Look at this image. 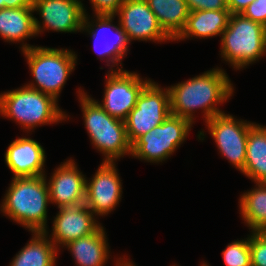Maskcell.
<instances>
[{"label": "cell", "mask_w": 266, "mask_h": 266, "mask_svg": "<svg viewBox=\"0 0 266 266\" xmlns=\"http://www.w3.org/2000/svg\"><path fill=\"white\" fill-rule=\"evenodd\" d=\"M170 110L174 116L193 124L195 112L203 110V120L224 113L218 105L226 103L234 94V85L222 67L211 68L202 74L168 86Z\"/></svg>", "instance_id": "6da1fadb"}, {"label": "cell", "mask_w": 266, "mask_h": 266, "mask_svg": "<svg viewBox=\"0 0 266 266\" xmlns=\"http://www.w3.org/2000/svg\"><path fill=\"white\" fill-rule=\"evenodd\" d=\"M51 204L46 176L12 177L0 204V213L30 232L48 229Z\"/></svg>", "instance_id": "7a4b0ae2"}, {"label": "cell", "mask_w": 266, "mask_h": 266, "mask_svg": "<svg viewBox=\"0 0 266 266\" xmlns=\"http://www.w3.org/2000/svg\"><path fill=\"white\" fill-rule=\"evenodd\" d=\"M0 116L19 124L25 134H32L38 126L59 124L70 119L54 97L25 84L0 93Z\"/></svg>", "instance_id": "3957f363"}, {"label": "cell", "mask_w": 266, "mask_h": 266, "mask_svg": "<svg viewBox=\"0 0 266 266\" xmlns=\"http://www.w3.org/2000/svg\"><path fill=\"white\" fill-rule=\"evenodd\" d=\"M81 86L77 97L83 123L94 149L103 156V162H117L125 155L131 157L125 121L110 116Z\"/></svg>", "instance_id": "277c9868"}, {"label": "cell", "mask_w": 266, "mask_h": 266, "mask_svg": "<svg viewBox=\"0 0 266 266\" xmlns=\"http://www.w3.org/2000/svg\"><path fill=\"white\" fill-rule=\"evenodd\" d=\"M21 52L33 77L25 85L59 101L62 89L76 68L77 53L73 49L39 45Z\"/></svg>", "instance_id": "5b68a950"}, {"label": "cell", "mask_w": 266, "mask_h": 266, "mask_svg": "<svg viewBox=\"0 0 266 266\" xmlns=\"http://www.w3.org/2000/svg\"><path fill=\"white\" fill-rule=\"evenodd\" d=\"M220 42L222 61L241 71L266 55V27L242 14H230Z\"/></svg>", "instance_id": "8992f818"}, {"label": "cell", "mask_w": 266, "mask_h": 266, "mask_svg": "<svg viewBox=\"0 0 266 266\" xmlns=\"http://www.w3.org/2000/svg\"><path fill=\"white\" fill-rule=\"evenodd\" d=\"M192 127L188 119L170 114L131 145V157L153 164L163 163L186 141Z\"/></svg>", "instance_id": "52a82bcc"}, {"label": "cell", "mask_w": 266, "mask_h": 266, "mask_svg": "<svg viewBox=\"0 0 266 266\" xmlns=\"http://www.w3.org/2000/svg\"><path fill=\"white\" fill-rule=\"evenodd\" d=\"M171 114L168 87L151 80L138 96L125 120L127 138L132 145L140 136L163 123Z\"/></svg>", "instance_id": "ba28073f"}, {"label": "cell", "mask_w": 266, "mask_h": 266, "mask_svg": "<svg viewBox=\"0 0 266 266\" xmlns=\"http://www.w3.org/2000/svg\"><path fill=\"white\" fill-rule=\"evenodd\" d=\"M92 16L93 19L85 14L81 33H88L87 35L94 40L93 49L99 59L106 62L105 66L109 67L108 71L123 70L122 60L128 55L129 44H131L126 32L120 27L119 21H116L117 25L113 23L115 15Z\"/></svg>", "instance_id": "9c48e42d"}, {"label": "cell", "mask_w": 266, "mask_h": 266, "mask_svg": "<svg viewBox=\"0 0 266 266\" xmlns=\"http://www.w3.org/2000/svg\"><path fill=\"white\" fill-rule=\"evenodd\" d=\"M255 123L225 112L205 122L219 154L240 172L245 167L248 132Z\"/></svg>", "instance_id": "30bf717a"}, {"label": "cell", "mask_w": 266, "mask_h": 266, "mask_svg": "<svg viewBox=\"0 0 266 266\" xmlns=\"http://www.w3.org/2000/svg\"><path fill=\"white\" fill-rule=\"evenodd\" d=\"M104 82V96L100 103L94 99L110 116L125 121L135 107L138 96L152 80L142 78L137 72L126 69L107 71Z\"/></svg>", "instance_id": "8fae6325"}, {"label": "cell", "mask_w": 266, "mask_h": 266, "mask_svg": "<svg viewBox=\"0 0 266 266\" xmlns=\"http://www.w3.org/2000/svg\"><path fill=\"white\" fill-rule=\"evenodd\" d=\"M83 0H33V12H37L40 21L34 16L37 36L45 31L61 33H79L87 7Z\"/></svg>", "instance_id": "7c38bea8"}, {"label": "cell", "mask_w": 266, "mask_h": 266, "mask_svg": "<svg viewBox=\"0 0 266 266\" xmlns=\"http://www.w3.org/2000/svg\"><path fill=\"white\" fill-rule=\"evenodd\" d=\"M86 177L85 205L97 217L110 214L119 205L123 193L116 162H101L94 175ZM89 179V180H87Z\"/></svg>", "instance_id": "4fadbf2b"}, {"label": "cell", "mask_w": 266, "mask_h": 266, "mask_svg": "<svg viewBox=\"0 0 266 266\" xmlns=\"http://www.w3.org/2000/svg\"><path fill=\"white\" fill-rule=\"evenodd\" d=\"M115 16L130 43L134 40L160 44L173 42V39L160 26L146 0H126Z\"/></svg>", "instance_id": "5bb4252c"}, {"label": "cell", "mask_w": 266, "mask_h": 266, "mask_svg": "<svg viewBox=\"0 0 266 266\" xmlns=\"http://www.w3.org/2000/svg\"><path fill=\"white\" fill-rule=\"evenodd\" d=\"M58 209L52 221L51 234L49 228L45 232L59 251L70 241L88 236L102 225L85 204Z\"/></svg>", "instance_id": "9a60e30c"}, {"label": "cell", "mask_w": 266, "mask_h": 266, "mask_svg": "<svg viewBox=\"0 0 266 266\" xmlns=\"http://www.w3.org/2000/svg\"><path fill=\"white\" fill-rule=\"evenodd\" d=\"M46 182L51 204L57 208L85 203L86 175L71 157L56 167Z\"/></svg>", "instance_id": "2e32d148"}, {"label": "cell", "mask_w": 266, "mask_h": 266, "mask_svg": "<svg viewBox=\"0 0 266 266\" xmlns=\"http://www.w3.org/2000/svg\"><path fill=\"white\" fill-rule=\"evenodd\" d=\"M4 160L13 177L46 175V153L43 146L30 137H17L4 153Z\"/></svg>", "instance_id": "e0dca14e"}, {"label": "cell", "mask_w": 266, "mask_h": 266, "mask_svg": "<svg viewBox=\"0 0 266 266\" xmlns=\"http://www.w3.org/2000/svg\"><path fill=\"white\" fill-rule=\"evenodd\" d=\"M33 13V7L0 9V38L7 43L20 42L21 51L36 46L26 43L37 36Z\"/></svg>", "instance_id": "ac0fdd59"}, {"label": "cell", "mask_w": 266, "mask_h": 266, "mask_svg": "<svg viewBox=\"0 0 266 266\" xmlns=\"http://www.w3.org/2000/svg\"><path fill=\"white\" fill-rule=\"evenodd\" d=\"M105 229L101 225L94 233L70 241L62 248L68 249L76 266H105L111 257Z\"/></svg>", "instance_id": "d6986e66"}, {"label": "cell", "mask_w": 266, "mask_h": 266, "mask_svg": "<svg viewBox=\"0 0 266 266\" xmlns=\"http://www.w3.org/2000/svg\"><path fill=\"white\" fill-rule=\"evenodd\" d=\"M229 17V10L191 11L184 29L173 41L208 39L215 36L221 38L223 31L227 28Z\"/></svg>", "instance_id": "ffe728a7"}, {"label": "cell", "mask_w": 266, "mask_h": 266, "mask_svg": "<svg viewBox=\"0 0 266 266\" xmlns=\"http://www.w3.org/2000/svg\"><path fill=\"white\" fill-rule=\"evenodd\" d=\"M31 233L32 238L16 253L9 266H56L59 251L47 233Z\"/></svg>", "instance_id": "44dd1931"}, {"label": "cell", "mask_w": 266, "mask_h": 266, "mask_svg": "<svg viewBox=\"0 0 266 266\" xmlns=\"http://www.w3.org/2000/svg\"><path fill=\"white\" fill-rule=\"evenodd\" d=\"M241 173L253 183H266V125L255 123L249 129L245 167Z\"/></svg>", "instance_id": "7402d4cb"}, {"label": "cell", "mask_w": 266, "mask_h": 266, "mask_svg": "<svg viewBox=\"0 0 266 266\" xmlns=\"http://www.w3.org/2000/svg\"><path fill=\"white\" fill-rule=\"evenodd\" d=\"M254 188L239 197V214L250 232L266 231V183H254Z\"/></svg>", "instance_id": "603a6c76"}, {"label": "cell", "mask_w": 266, "mask_h": 266, "mask_svg": "<svg viewBox=\"0 0 266 266\" xmlns=\"http://www.w3.org/2000/svg\"><path fill=\"white\" fill-rule=\"evenodd\" d=\"M163 30L174 40L184 29L190 10L185 0H146Z\"/></svg>", "instance_id": "cb8c5ba5"}, {"label": "cell", "mask_w": 266, "mask_h": 266, "mask_svg": "<svg viewBox=\"0 0 266 266\" xmlns=\"http://www.w3.org/2000/svg\"><path fill=\"white\" fill-rule=\"evenodd\" d=\"M225 266H251L249 235L244 239H237L228 243L222 251Z\"/></svg>", "instance_id": "d4e9b609"}, {"label": "cell", "mask_w": 266, "mask_h": 266, "mask_svg": "<svg viewBox=\"0 0 266 266\" xmlns=\"http://www.w3.org/2000/svg\"><path fill=\"white\" fill-rule=\"evenodd\" d=\"M251 266H266V231L249 234Z\"/></svg>", "instance_id": "484cf974"}, {"label": "cell", "mask_w": 266, "mask_h": 266, "mask_svg": "<svg viewBox=\"0 0 266 266\" xmlns=\"http://www.w3.org/2000/svg\"><path fill=\"white\" fill-rule=\"evenodd\" d=\"M244 17L266 27V0H254L241 13Z\"/></svg>", "instance_id": "4316f807"}, {"label": "cell", "mask_w": 266, "mask_h": 266, "mask_svg": "<svg viewBox=\"0 0 266 266\" xmlns=\"http://www.w3.org/2000/svg\"><path fill=\"white\" fill-rule=\"evenodd\" d=\"M94 15H115L126 0H89Z\"/></svg>", "instance_id": "83f0119b"}, {"label": "cell", "mask_w": 266, "mask_h": 266, "mask_svg": "<svg viewBox=\"0 0 266 266\" xmlns=\"http://www.w3.org/2000/svg\"><path fill=\"white\" fill-rule=\"evenodd\" d=\"M191 11L194 10H229L227 0H185Z\"/></svg>", "instance_id": "f1b7e54d"}, {"label": "cell", "mask_w": 266, "mask_h": 266, "mask_svg": "<svg viewBox=\"0 0 266 266\" xmlns=\"http://www.w3.org/2000/svg\"><path fill=\"white\" fill-rule=\"evenodd\" d=\"M253 1L254 0H227V8L230 14H241Z\"/></svg>", "instance_id": "f546056e"}, {"label": "cell", "mask_w": 266, "mask_h": 266, "mask_svg": "<svg viewBox=\"0 0 266 266\" xmlns=\"http://www.w3.org/2000/svg\"><path fill=\"white\" fill-rule=\"evenodd\" d=\"M33 0H6L5 8H25L32 7Z\"/></svg>", "instance_id": "4dcf8cb0"}, {"label": "cell", "mask_w": 266, "mask_h": 266, "mask_svg": "<svg viewBox=\"0 0 266 266\" xmlns=\"http://www.w3.org/2000/svg\"><path fill=\"white\" fill-rule=\"evenodd\" d=\"M114 259H116L113 260L115 266H137L133 261H131L132 259H130V257L128 258L126 255H122Z\"/></svg>", "instance_id": "1f68e13d"}, {"label": "cell", "mask_w": 266, "mask_h": 266, "mask_svg": "<svg viewBox=\"0 0 266 266\" xmlns=\"http://www.w3.org/2000/svg\"><path fill=\"white\" fill-rule=\"evenodd\" d=\"M5 1L6 0H0V9L5 8Z\"/></svg>", "instance_id": "d6a6232c"}, {"label": "cell", "mask_w": 266, "mask_h": 266, "mask_svg": "<svg viewBox=\"0 0 266 266\" xmlns=\"http://www.w3.org/2000/svg\"><path fill=\"white\" fill-rule=\"evenodd\" d=\"M200 266H210V264L209 263L207 264L205 261H203L201 262Z\"/></svg>", "instance_id": "836d02e7"}]
</instances>
